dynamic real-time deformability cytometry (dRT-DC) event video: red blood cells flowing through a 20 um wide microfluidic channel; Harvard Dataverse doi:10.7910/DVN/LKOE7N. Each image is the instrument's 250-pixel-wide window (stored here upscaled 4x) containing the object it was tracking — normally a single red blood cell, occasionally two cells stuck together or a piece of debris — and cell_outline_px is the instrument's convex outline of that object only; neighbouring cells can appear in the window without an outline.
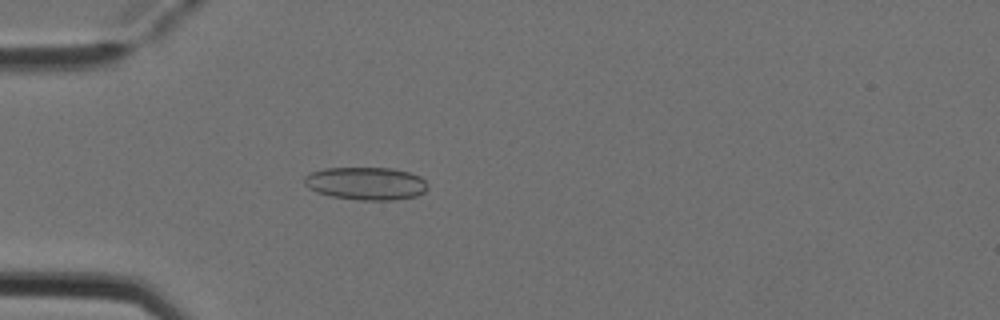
{"species": "Egyptian fruit bat (a non-hibernating species)", "species_latin": "Rousettus aegyptiacus", "temperature_condition": "cold", "stored_images_in_passage": 1, "camera_frame_rate_fps": 3000, "um_per_image_px": 0.085, "animal": {"sex": "female"}, "frame": {"image": 1, "passage_image": 1, "time_ms": 0.0, "image_size_px": [1000, 320], "cell_outline_px": [[428, 188], [424, 192], [416, 196], [392, 200], [360, 200], [332, 196], [316, 192], [308, 188], [304, 184], [304, 176], [308, 172], [324, 168], [392, 168], [408, 172], [420, 176], [428, 184]], "centroid_in_image_um": [31.08, 15.59], "position_along_channel_um": 53.9, "area_um2": 23.76}}